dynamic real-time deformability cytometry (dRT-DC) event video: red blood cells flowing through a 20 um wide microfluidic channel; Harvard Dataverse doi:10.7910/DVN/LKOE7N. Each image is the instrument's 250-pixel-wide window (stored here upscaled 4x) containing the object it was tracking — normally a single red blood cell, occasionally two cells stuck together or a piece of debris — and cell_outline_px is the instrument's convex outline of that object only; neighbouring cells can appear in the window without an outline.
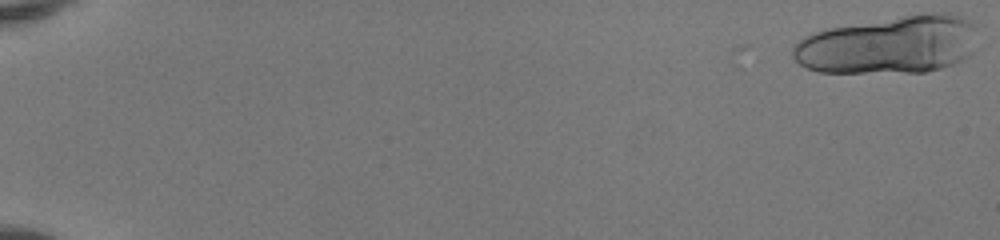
{"species": "human", "species_latin": "Homo sapiens", "temperature_condition": "room temperature", "stored_images_in_passage": 22, "camera_frame_rate_fps": 3000, "um_per_image_px": 0.085, "donor": {"sex": "female"}, "frame": {"image": 1, "passage_image": 1, "time_ms": 0.0, "image_size_px": [1000, 240], "cell_outline_px": [[976, 28], [972, 52], [968, 56], [952, 64], [940, 68], [924, 72], [820, 72], [808, 68], [800, 64], [792, 56], [792, 44], [804, 36], [812, 32], [828, 28], [920, 12], [956, 12], [968, 20]], "centroid_in_image_um": [75.56, 3.78], "position_along_channel_um": 9.4, "area_um2": 62.83}}